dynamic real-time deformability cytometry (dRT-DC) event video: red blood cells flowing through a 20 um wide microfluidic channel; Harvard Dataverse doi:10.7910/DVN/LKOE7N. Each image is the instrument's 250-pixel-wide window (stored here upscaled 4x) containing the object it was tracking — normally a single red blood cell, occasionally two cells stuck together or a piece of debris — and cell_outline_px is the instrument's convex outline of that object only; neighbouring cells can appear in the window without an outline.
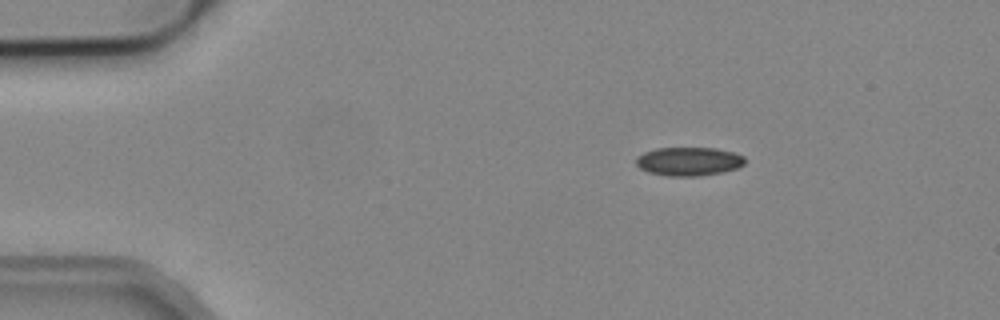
{"species": "common noctule bat (a hibernating species)", "species_latin": "Nyctalus noctula", "temperature_condition": "cold", "stored_images_in_passage": 3, "camera_frame_rate_fps": 3000, "um_per_image_px": 0.085, "animal": {"sex": "male", "body_mass_g": 19.2, "forearm_length_mm": 51.8}, "frame": {"image": 1, "passage_image": 1, "time_ms": 0.0, "image_size_px": [1000, 320], "cell_outline_px": [[744, 164], [736, 168], [720, 172], [700, 176], [668, 176], [648, 172], [640, 168], [636, 164], [636, 156], [644, 152], [656, 148], [716, 148], [732, 152], [744, 156]], "centroid_in_image_um": [58.51, 13.71], "position_along_channel_um": 26.5, "area_um2": 18.09}}